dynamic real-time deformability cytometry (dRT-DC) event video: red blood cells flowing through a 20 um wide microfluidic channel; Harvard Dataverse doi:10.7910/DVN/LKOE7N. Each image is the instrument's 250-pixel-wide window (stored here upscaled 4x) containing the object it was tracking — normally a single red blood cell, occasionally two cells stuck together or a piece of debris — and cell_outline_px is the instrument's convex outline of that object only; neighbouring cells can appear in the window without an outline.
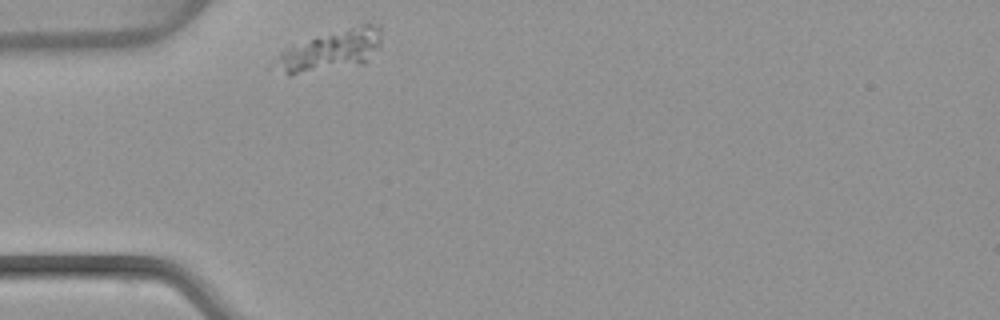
{"species": "common noctule bat (a hibernating species)", "species_latin": "Nyctalus noctula", "temperature_condition": "warm", "stored_images_in_passage": 31, "camera_frame_rate_fps": 3000, "um_per_image_px": 0.085, "animal": {"sex": "female", "body_mass_g": 22.7, "forearm_length_mm": 54.2}, "frame": {"image": 1, "passage_image": 1, "time_ms": 0.0, "image_size_px": [1000, 320], "cell_outline_px": [[380, 44], [364, 64], [292, 76], [288, 76], [276, 68], [276, 64], [280, 52], [292, 44], [316, 36], [364, 24], [380, 24]], "centroid_in_image_um": [28.09, 4.32], "position_along_channel_um": 56.9, "area_um2": 25.14}}
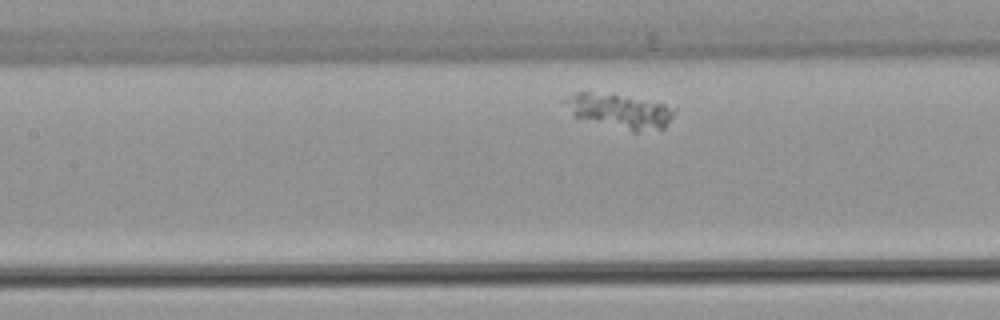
{"frame": {"image": 2, "passage_image": 10, "time_ms": 3.0, "image_size_px": [1000, 320], "cell_outline_px": [[676, 112], [664, 128], [636, 132], [632, 132], [576, 116], [560, 100], [576, 92], [588, 92], [616, 96], [664, 104], [676, 108]], "centroid_in_image_um": [52.69, 9.46], "position_along_channel_um": 154.7, "area_um2": 21.21}}
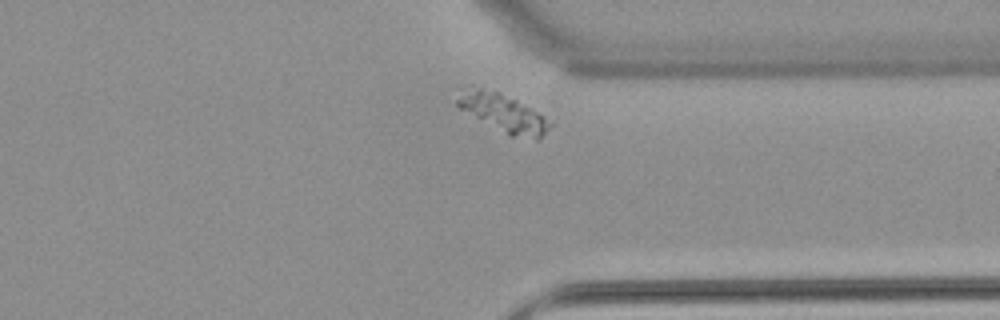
{"frame": {"image": 3, "passage_image": 28, "time_ms": 9.0, "image_size_px": [1000, 320], "cell_outline_px": [[552, 124], [540, 140], [536, 140], [508, 136], [456, 108], [456, 100], [468, 84], [472, 84], [500, 92], [516, 100], [544, 116]], "centroid_in_image_um": [42.71, 9.6], "position_along_channel_um": 368.7, "area_um2": 21.15}}